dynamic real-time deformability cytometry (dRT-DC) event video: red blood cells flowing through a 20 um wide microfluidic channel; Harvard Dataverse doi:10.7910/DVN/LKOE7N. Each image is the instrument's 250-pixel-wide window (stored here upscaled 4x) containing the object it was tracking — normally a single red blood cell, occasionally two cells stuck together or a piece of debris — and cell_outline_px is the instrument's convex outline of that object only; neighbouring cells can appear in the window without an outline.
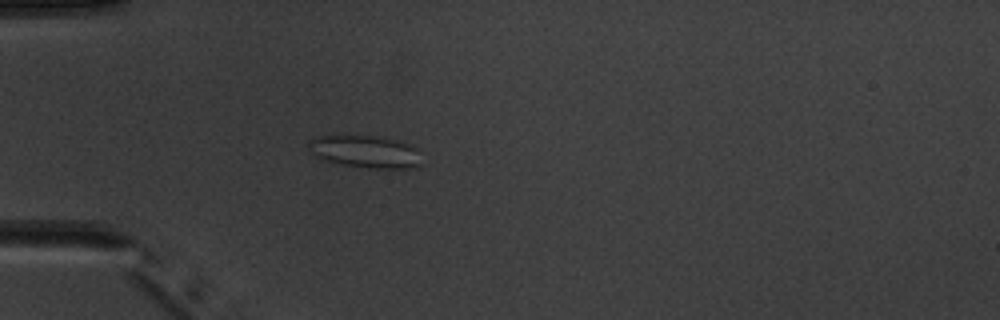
{"species": "common noctule bat (a hibernating species)", "species_latin": "Nyctalus noctula", "temperature_condition": "warm", "stored_images_in_passage": 5, "camera_frame_rate_fps": 3000, "um_per_image_px": 0.085, "animal": {"sex": "male", "body_mass_g": 20.1, "forearm_length_mm": 53.5}, "frame": {"image": 1, "passage_image": 5, "time_ms": 4.667, "image_size_px": [1000, 320], "cell_outline_px": [[420, 164], [416, 168], [368, 168], [320, 160], [308, 152], [308, 140], [312, 136], [332, 132], [344, 132], [400, 140], [416, 148]], "centroid_in_image_um": [30.88, 12.82], "position_along_channel_um": 54.1, "area_um2": 22.48}}